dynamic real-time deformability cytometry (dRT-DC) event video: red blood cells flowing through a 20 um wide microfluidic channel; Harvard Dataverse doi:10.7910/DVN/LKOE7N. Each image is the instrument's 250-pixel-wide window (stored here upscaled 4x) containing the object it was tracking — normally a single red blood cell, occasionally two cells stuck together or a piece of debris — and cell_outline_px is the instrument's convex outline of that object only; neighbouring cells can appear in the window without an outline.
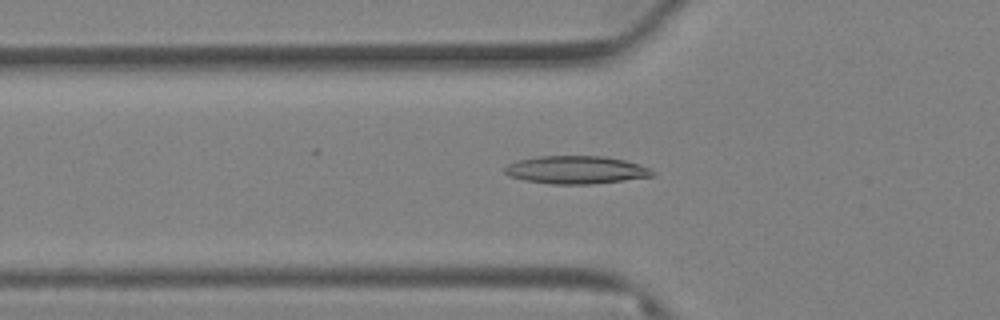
{"species": "Egyptian fruit bat (a non-hibernating species)", "species_latin": "Rousettus aegyptiacus", "temperature_condition": "warm", "stored_images_in_passage": 74, "camera_frame_rate_fps": 3000, "um_per_image_px": 0.085, "animal": {"sex": "female"}, "frame": {"image": 1, "passage_image": 27, "time_ms": 8.667, "image_size_px": [1000, 320], "cell_outline_px": [[656, 176], [592, 184], [552, 184], [524, 180], [508, 176], [504, 172], [504, 168], [508, 164], [520, 160], [540, 156], [604, 156], [624, 160], [640, 164], [652, 168], [656, 172]], "centroid_in_image_um": [49.02, 14.44], "position_along_channel_um": 76.8, "area_um2": 24.16}}
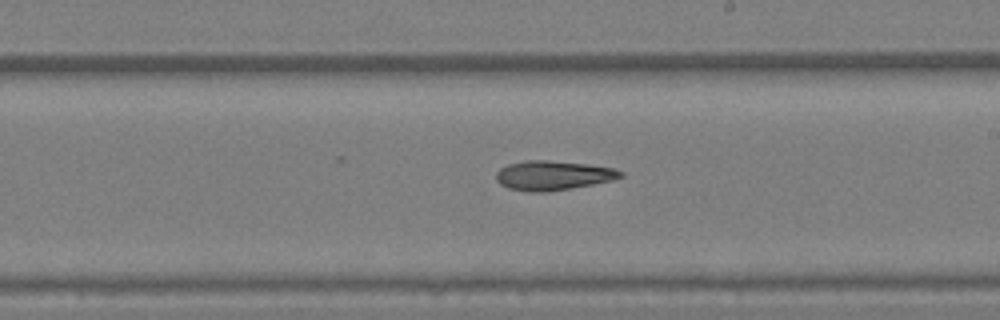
{"frame": {"image": 2, "passage_image": 44, "time_ms": 14.333, "image_size_px": [1000, 320], "cell_outline_px": [[624, 176], [612, 180], [572, 188], [548, 192], [532, 192], [508, 188], [500, 184], [496, 180], [496, 172], [500, 168], [508, 164], [524, 160], [548, 160], [588, 164], [612, 168], [624, 172]], "centroid_in_image_um": [46.98, 14.91], "position_along_channel_um": 242.0, "area_um2": 21.39}}
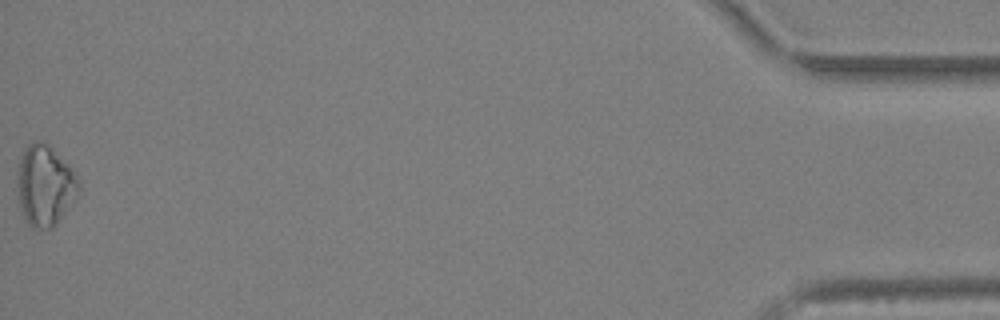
{"frame": {"image": 3, "passage_image": 74, "time_ms": 24.333, "image_size_px": [1000, 320], "cell_outline_px": [[80, 192], [56, 224], [52, 228], [32, 228], [28, 224], [20, 208], [16, 180], [16, 176], [20, 156], [24, 144], [32, 140], [44, 140], [72, 168], [80, 184]], "centroid_in_image_um": [3.79, 15.71], "position_along_channel_um": 431.4, "area_um2": 29.36}}